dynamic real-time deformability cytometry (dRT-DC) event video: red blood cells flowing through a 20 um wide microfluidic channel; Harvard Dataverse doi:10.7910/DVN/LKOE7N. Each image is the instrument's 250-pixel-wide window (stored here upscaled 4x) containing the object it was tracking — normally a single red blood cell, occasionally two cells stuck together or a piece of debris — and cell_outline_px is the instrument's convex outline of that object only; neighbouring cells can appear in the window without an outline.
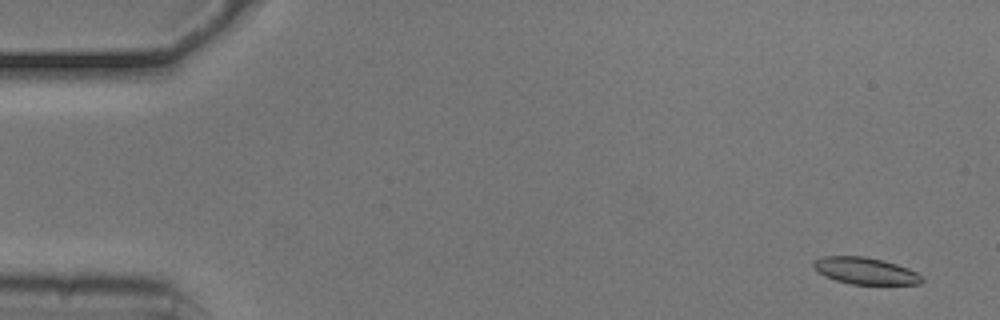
{"species": "common noctule bat (a hibernating species)", "species_latin": "Nyctalus noctula", "temperature_condition": "cold", "stored_images_in_passage": 20, "camera_frame_rate_fps": 3000, "um_per_image_px": 0.085, "animal": {"sex": "male", "body_mass_g": 20.5, "forearm_length_mm": 52.5}, "frame": {"image": 1, "passage_image": 3, "time_ms": 0.667, "image_size_px": [1000, 320], "cell_outline_px": [[924, 280], [920, 284], [852, 284], [836, 280], [824, 276], [812, 264], [812, 260], [820, 256], [864, 256], [884, 260], [908, 268], [924, 276]], "centroid_in_image_um": [73.56, 23.01], "position_along_channel_um": 11.4, "area_um2": 16.99}}
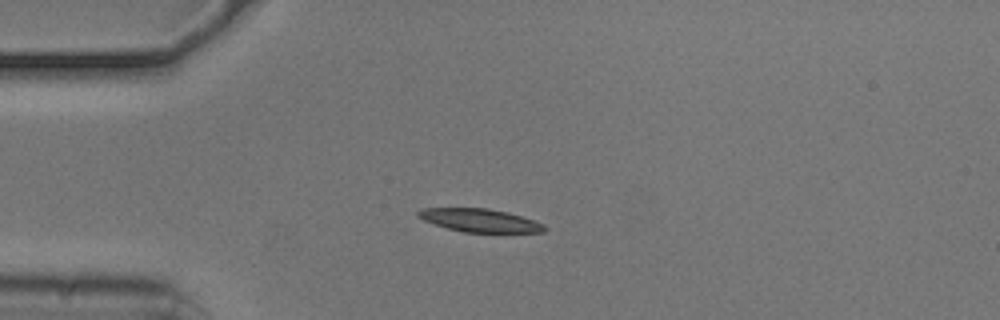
{"frame": {"image": 2, "passage_image": 14, "time_ms": 4.333, "image_size_px": [1000, 320], "cell_outline_px": [[548, 228], [544, 232], [464, 232], [448, 228], [424, 220], [416, 216], [416, 212], [420, 208], [488, 208], [508, 212], [536, 220], [544, 224]], "centroid_in_image_um": [40.82, 18.72], "position_along_channel_um": 44.2, "area_um2": 17.11}}
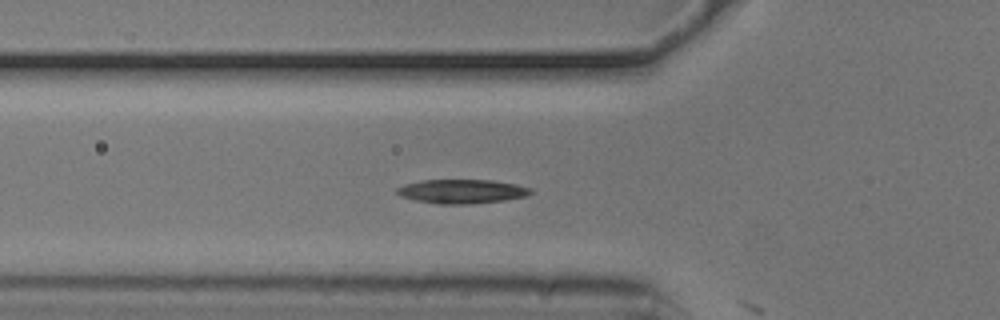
{"frame": {"image": 3, "passage_image": 19, "time_ms": 6.0, "image_size_px": [1000, 320], "cell_outline_px": [[532, 192], [528, 196], [504, 200], [472, 204], [436, 204], [416, 200], [400, 196], [396, 192], [396, 188], [404, 184], [420, 180], [492, 180], [516, 184], [532, 188]], "centroid_in_image_um": [39.26, 16.27], "position_along_channel_um": 86.5, "area_um2": 18.9}}